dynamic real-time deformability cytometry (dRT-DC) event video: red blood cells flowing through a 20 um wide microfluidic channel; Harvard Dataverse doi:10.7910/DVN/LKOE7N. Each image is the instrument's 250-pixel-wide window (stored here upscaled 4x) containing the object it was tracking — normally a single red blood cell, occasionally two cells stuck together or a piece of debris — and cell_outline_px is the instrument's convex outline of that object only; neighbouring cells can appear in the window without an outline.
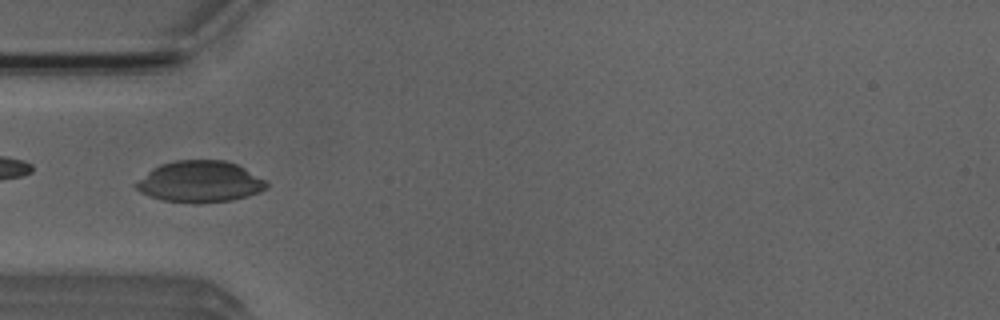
{"species": "Egyptian fruit bat (a non-hibernating species)", "species_latin": "Rousettus aegyptiacus", "temperature_condition": "room temperature", "stored_images_in_passage": 51, "camera_frame_rate_fps": 3000, "um_per_image_px": 0.085, "animal": {"sex": "male"}, "frame": {"image": 1, "passage_image": 15, "time_ms": 4.667, "image_size_px": [1000, 320], "cell_outline_px": [[268, 188], [260, 192], [248, 196], [232, 200], [200, 204], [196, 204], [164, 200], [148, 196], [140, 192], [132, 184], [152, 168], [160, 164], [176, 160], [224, 160], [236, 164], [268, 180]], "centroid_in_image_um": [17.0, 15.45], "position_along_channel_um": 68.0, "area_um2": 31.91}}
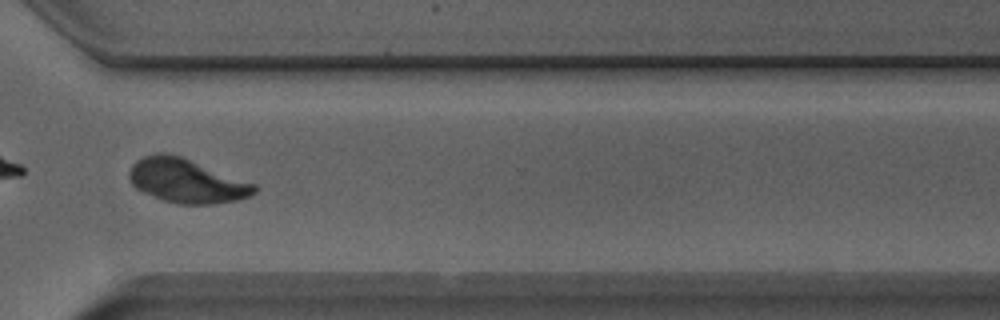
{"frame": {"image": 2, "passage_image": 37, "time_ms": 12.0, "image_size_px": [1000, 320], "cell_outline_px": [[256, 192], [248, 196], [236, 200], [212, 204], [176, 204], [164, 200], [144, 192], [136, 188], [132, 184], [128, 176], [128, 172], [132, 164], [136, 160], [144, 156], [156, 152], [164, 152], [180, 156], [256, 184]], "centroid_in_image_um": [15.82, 15.36], "position_along_channel_um": 354.8, "area_um2": 31.91}}
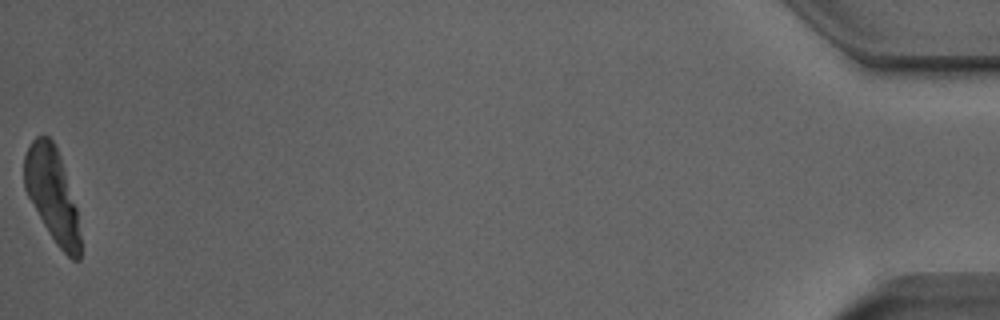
{"frame": {"image": 3, "passage_image": 51, "time_ms": 16.667, "image_size_px": [1000, 320], "cell_outline_px": [[80, 260], [72, 260], [56, 244], [48, 232], [28, 196], [24, 188], [24, 156], [32, 140], [36, 136], [48, 136], [52, 140], [56, 148], [76, 208], [80, 236]], "centroid_in_image_um": [4.42, 16.57], "position_along_channel_um": 430.8, "area_um2": 29.77}}